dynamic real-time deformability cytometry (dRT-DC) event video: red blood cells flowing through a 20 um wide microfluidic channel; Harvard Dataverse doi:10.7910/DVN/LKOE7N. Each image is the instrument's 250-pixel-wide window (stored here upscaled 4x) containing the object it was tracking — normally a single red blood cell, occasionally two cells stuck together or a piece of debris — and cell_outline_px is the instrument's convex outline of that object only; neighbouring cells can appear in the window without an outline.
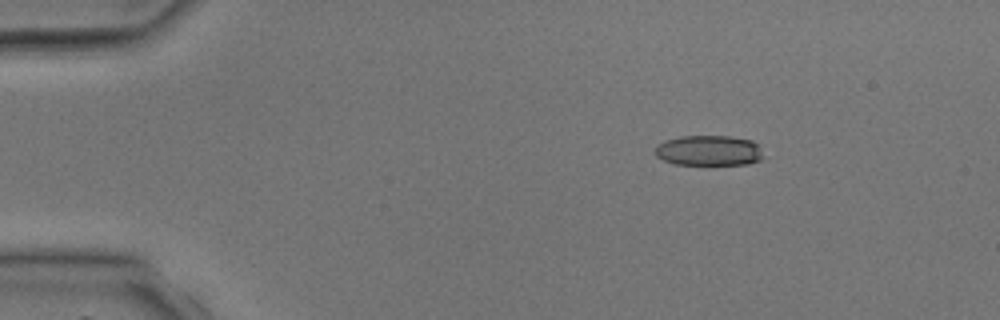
{"species": "common noctule bat (a hibernating species)", "species_latin": "Nyctalus noctula", "temperature_condition": "room temperature", "stored_images_in_passage": 2, "camera_frame_rate_fps": 3000, "um_per_image_px": 0.085, "animal": {"sex": "male", "body_mass_g": 17.9, "forearm_length_mm": 54.2}, "frame": {"image": 1, "passage_image": 1, "time_ms": 0.0, "image_size_px": [1000, 320], "cell_outline_px": [[764, 156], [760, 160], [748, 164], [676, 164], [664, 160], [656, 156], [656, 144], [664, 140], [680, 136], [728, 136], [752, 140], [756, 144]], "centroid_in_image_um": [60.24, 12.79], "position_along_channel_um": 24.8, "area_um2": 19.07}}